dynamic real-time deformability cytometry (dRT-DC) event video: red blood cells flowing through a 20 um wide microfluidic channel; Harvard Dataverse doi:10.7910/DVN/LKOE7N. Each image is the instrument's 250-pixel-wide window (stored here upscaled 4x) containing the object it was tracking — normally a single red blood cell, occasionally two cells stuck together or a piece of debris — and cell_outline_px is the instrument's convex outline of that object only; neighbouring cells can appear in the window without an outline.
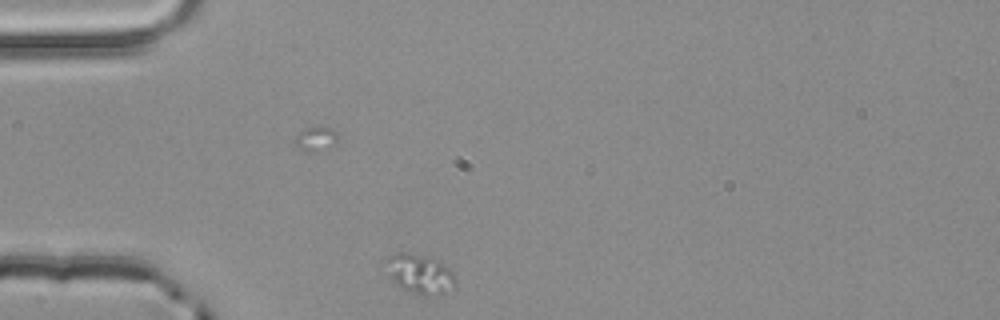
{"species": "common noctule bat (a hibernating species)", "species_latin": "Nyctalus noctula", "temperature_condition": "room temperature", "stored_images_in_passage": 4, "camera_frame_rate_fps": 3000, "um_per_image_px": 0.085, "animal": {"sex": "male", "body_mass_g": 20.4}, "frame": {"image": 1, "passage_image": 4, "time_ms": 1.0, "image_size_px": [1000, 320], "cell_outline_px": [[456, 288], [440, 296], [424, 296], [404, 288], [396, 284], [388, 276], [380, 264], [388, 256], [396, 252], [408, 252], [428, 256], [440, 260], [452, 272], [456, 280]], "centroid_in_image_um": [35.66, 23.26], "position_along_channel_um": 49.3, "area_um2": 16.82}}